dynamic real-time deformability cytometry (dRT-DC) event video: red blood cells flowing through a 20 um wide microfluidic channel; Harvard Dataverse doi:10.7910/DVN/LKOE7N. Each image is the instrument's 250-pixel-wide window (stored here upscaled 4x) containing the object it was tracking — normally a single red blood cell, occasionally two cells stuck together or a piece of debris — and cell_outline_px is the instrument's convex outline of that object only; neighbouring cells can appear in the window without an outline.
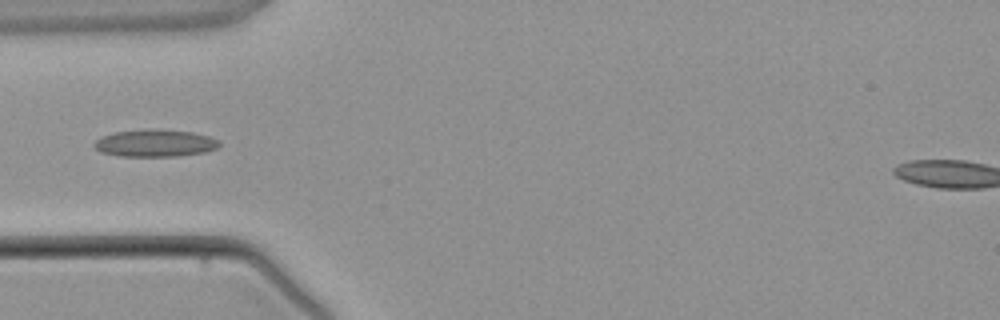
{"species": "common noctule bat (a hibernating species)", "species_latin": "Nyctalus noctula", "temperature_condition": "warm", "stored_images_in_passage": 1, "camera_frame_rate_fps": 3000, "um_per_image_px": 0.085, "animal": {"sex": "male", "body_mass_g": 21.5, "forearm_length_mm": 52.0}, "frame": {"image": 1, "passage_image": 1, "time_ms": 0.0, "image_size_px": [1000, 320], "cell_outline_px": [[220, 144], [216, 148], [204, 152], [176, 156], [120, 156], [100, 152], [92, 144], [96, 140], [104, 136], [116, 132], [148, 128], [152, 128], [192, 132], [208, 136], [220, 140]], "centroid_in_image_um": [13.18, 12.16], "position_along_channel_um": 71.8, "area_um2": 19.83}}